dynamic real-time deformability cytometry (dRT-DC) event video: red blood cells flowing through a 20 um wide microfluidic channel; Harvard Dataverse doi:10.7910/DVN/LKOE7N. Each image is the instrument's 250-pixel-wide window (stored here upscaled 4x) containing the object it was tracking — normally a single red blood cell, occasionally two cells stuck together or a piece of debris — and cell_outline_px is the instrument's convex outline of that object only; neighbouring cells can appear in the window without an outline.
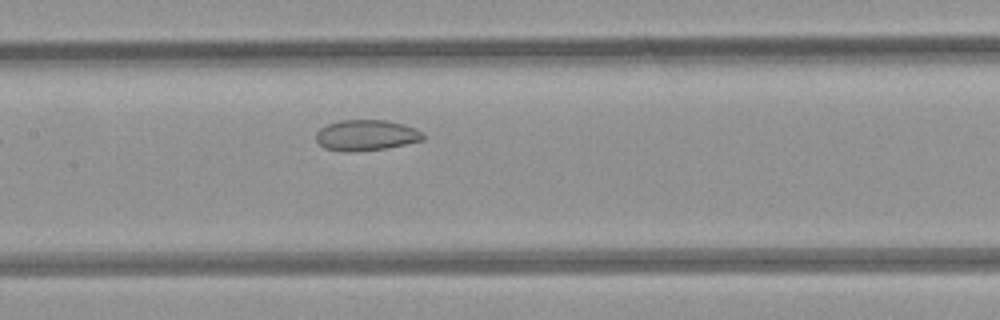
{"species": "common noctule bat (a hibernating species)", "species_latin": "Nyctalus noctula", "temperature_condition": "room temperature", "stored_images_in_passage": 6, "camera_frame_rate_fps": 3000, "um_per_image_px": 0.085, "animal": {"sex": "female", "body_mass_g": 21.9}, "frame": {"image": 1, "passage_image": 6, "time_ms": 6.0, "image_size_px": [1000, 320], "cell_outline_px": [[424, 140], [388, 148], [348, 152], [344, 152], [324, 148], [316, 140], [316, 132], [320, 128], [328, 124], [340, 120], [384, 120], [404, 124], [416, 128], [424, 136]], "centroid_in_image_um": [31.12, 11.5], "position_along_channel_um": 176.3, "area_um2": 19.25}}